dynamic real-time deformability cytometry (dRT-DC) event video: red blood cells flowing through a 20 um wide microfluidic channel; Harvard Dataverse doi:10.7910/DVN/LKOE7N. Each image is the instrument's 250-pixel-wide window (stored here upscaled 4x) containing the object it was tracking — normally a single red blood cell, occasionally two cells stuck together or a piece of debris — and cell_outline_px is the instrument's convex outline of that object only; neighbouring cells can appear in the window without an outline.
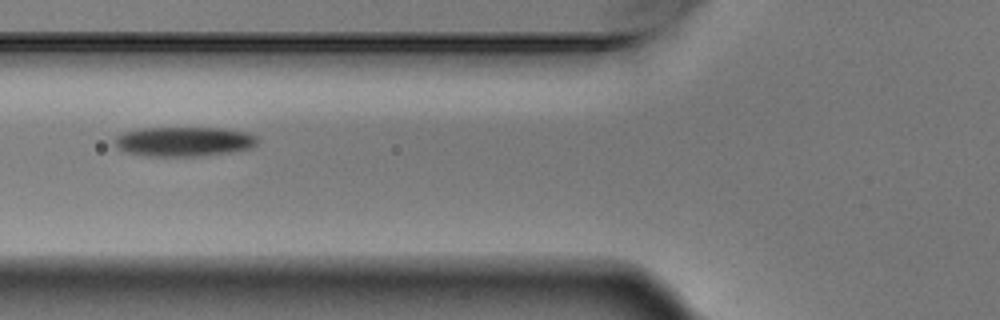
{"species": "Egyptian fruit bat (a non-hibernating species)", "species_latin": "Rousettus aegyptiacus", "temperature_condition": "warm", "stored_images_in_passage": 8, "camera_frame_rate_fps": 3000, "um_per_image_px": 0.085, "animal": {"sex": "male"}, "frame": {"image": 1, "passage_image": 6, "time_ms": 1.667, "image_size_px": [1000, 320], "cell_outline_px": [[260, 140], [252, 148], [228, 152], [196, 156], [148, 156], [124, 152], [116, 144], [116, 136], [124, 132], [144, 128], [224, 128], [248, 132], [256, 136]], "centroid_in_image_um": [15.68, 12.02], "position_along_channel_um": 110.1, "area_um2": 24.51}}
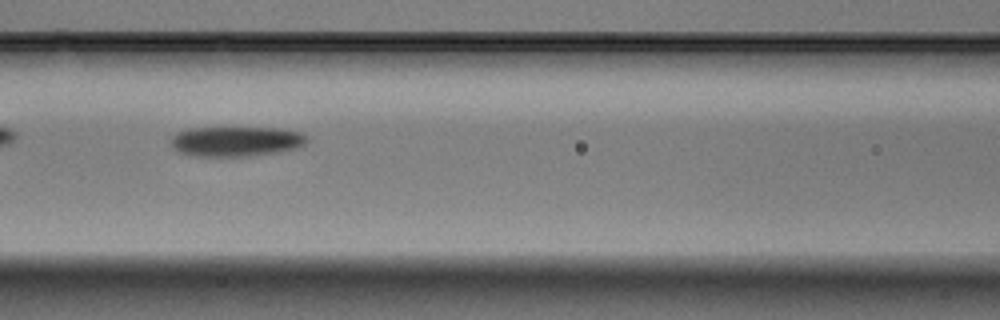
{"frame": {"image": 2, "passage_image": 7, "time_ms": 2.0, "image_size_px": [1000, 320], "cell_outline_px": [[304, 144], [296, 148], [280, 152], [248, 156], [188, 156], [172, 148], [172, 136], [176, 132], [188, 128], [280, 128], [300, 132], [304, 136]], "centroid_in_image_um": [20.0, 12.02], "position_along_channel_um": 146.6, "area_um2": 23.7}}
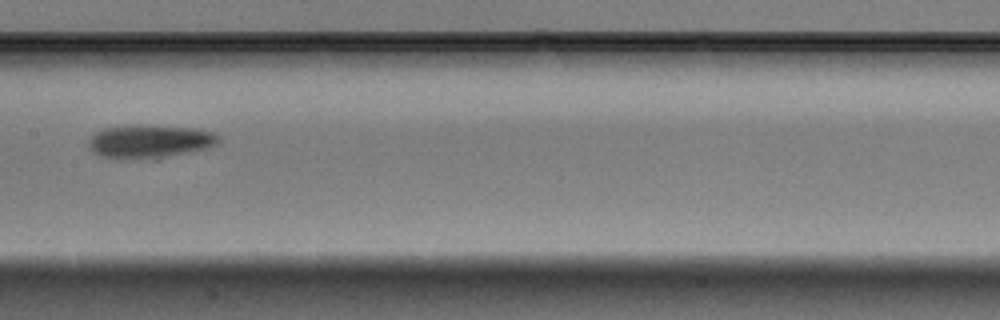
{"frame": {"image": 3, "passage_image": 8, "time_ms": 2.333, "image_size_px": [1000, 320], "cell_outline_px": [[220, 140], [216, 144], [204, 148], [156, 160], [120, 160], [100, 156], [92, 152], [88, 148], [88, 140], [96, 132], [104, 128], [132, 124], [148, 124], [196, 128], [212, 132], [220, 136]], "centroid_in_image_um": [12.67, 12.03], "position_along_channel_um": 194.7, "area_um2": 26.18}}